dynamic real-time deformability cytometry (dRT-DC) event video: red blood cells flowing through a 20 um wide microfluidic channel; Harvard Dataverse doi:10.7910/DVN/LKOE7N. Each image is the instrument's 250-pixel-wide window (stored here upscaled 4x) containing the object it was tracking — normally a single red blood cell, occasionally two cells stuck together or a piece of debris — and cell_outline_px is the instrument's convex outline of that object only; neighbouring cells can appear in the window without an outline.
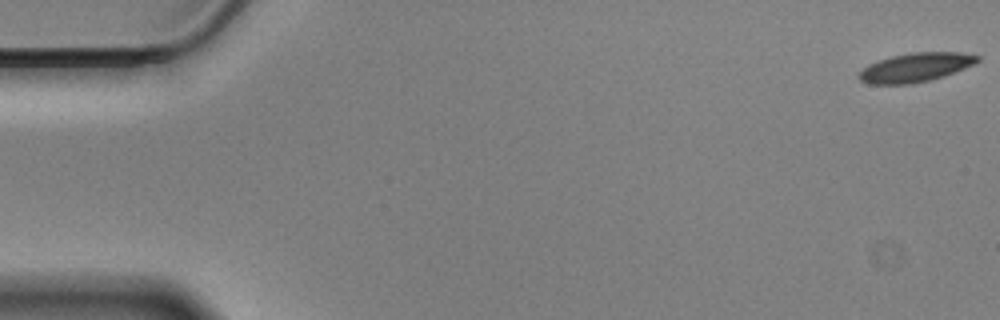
{"species": "Egyptian fruit bat (a non-hibernating species)", "species_latin": "Rousettus aegyptiacus", "temperature_condition": "cold", "stored_images_in_passage": 58, "camera_frame_rate_fps": 3000, "um_per_image_px": 0.085, "animal": {"sex": "male"}, "frame": {"image": 1, "passage_image": 1, "time_ms": 0.0, "image_size_px": [1000, 320], "cell_outline_px": [[980, 60], [964, 68], [944, 76], [912, 84], [868, 84], [860, 80], [860, 72], [864, 68], [880, 60], [892, 56], [912, 52], [960, 52], [980, 56]], "centroid_in_image_um": [77.85, 5.73], "position_along_channel_um": 7.2, "area_um2": 19.65}}
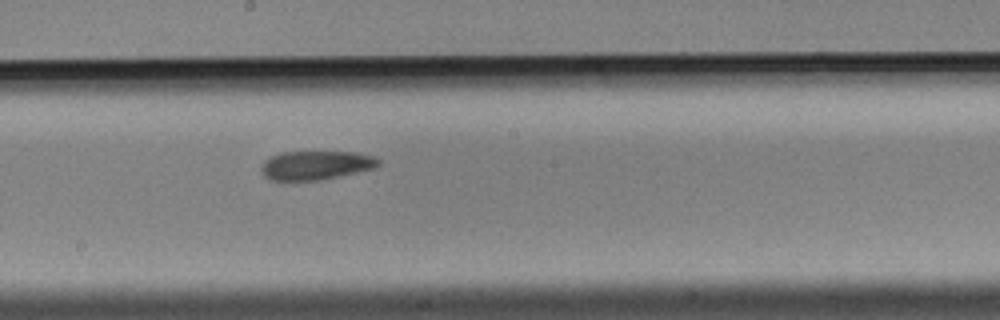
{"frame": {"image": 2, "passage_image": 32, "time_ms": 10.333, "image_size_px": [1000, 320], "cell_outline_px": [[380, 164], [376, 168], [340, 176], [320, 180], [272, 180], [264, 176], [260, 172], [260, 168], [264, 160], [280, 152], [356, 152], [372, 156], [380, 160]], "centroid_in_image_um": [26.84, 14.04], "position_along_channel_um": 221.4, "area_um2": 19.83}}
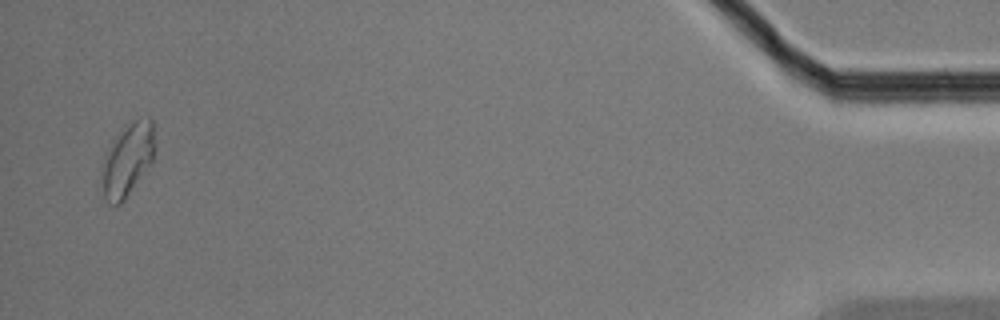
{"frame": {"image": 3, "passage_image": 57, "time_ms": 18.667, "image_size_px": [1000, 320], "cell_outline_px": [[156, 148], [152, 160], [124, 200], [120, 204], [108, 204], [104, 196], [100, 172], [100, 168], [104, 152], [112, 140], [140, 116], [148, 116], [152, 120], [156, 144]], "centroid_in_image_um": [10.82, 13.56], "position_along_channel_um": 424.4, "area_um2": 22.6}, "authors_computed_cell_mechanics": {"area_um2": 20.2878, "velocity_mm_per_s": 3.4495, "shape_relaxation_time_tau1_ms": 3.6372, "shape_relaxation_time_tau2_ms": 4.3608, "deformation_change_tau1": 0.1071, "deformation_change_tau2": 0.0993}}